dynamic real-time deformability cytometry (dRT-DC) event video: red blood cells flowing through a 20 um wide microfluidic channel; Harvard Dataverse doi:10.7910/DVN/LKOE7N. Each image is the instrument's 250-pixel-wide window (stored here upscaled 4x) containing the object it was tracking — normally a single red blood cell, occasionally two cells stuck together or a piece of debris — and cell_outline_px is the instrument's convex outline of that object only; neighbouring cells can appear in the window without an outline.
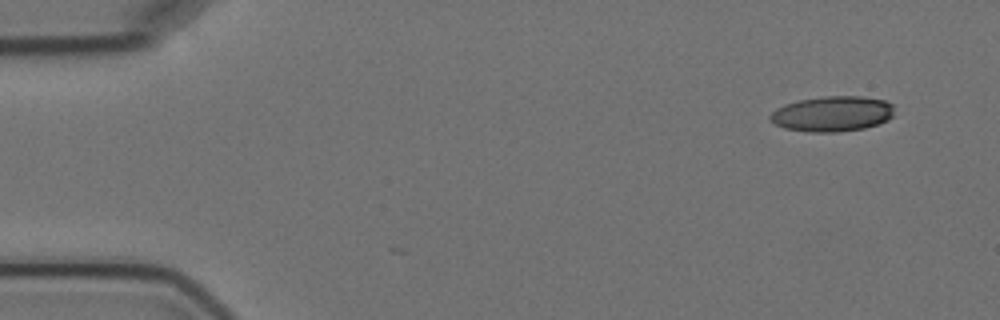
{"species": "Egyptian fruit bat (a non-hibernating species)", "species_latin": "Rousettus aegyptiacus", "temperature_condition": "cold", "stored_images_in_passage": 8, "camera_frame_rate_fps": 3000, "um_per_image_px": 0.085, "animal": {"sex": "female"}, "frame": {"image": 1, "passage_image": 1, "time_ms": 0.0, "image_size_px": [1000, 320], "cell_outline_px": [[892, 116], [888, 120], [880, 124], [864, 128], [836, 132], [808, 132], [784, 128], [768, 120], [768, 116], [776, 108], [784, 104], [800, 100], [824, 96], [860, 96], [884, 100], [892, 104]], "centroid_in_image_um": [70.72, 9.68], "position_along_channel_um": 14.3, "area_um2": 25.66}}
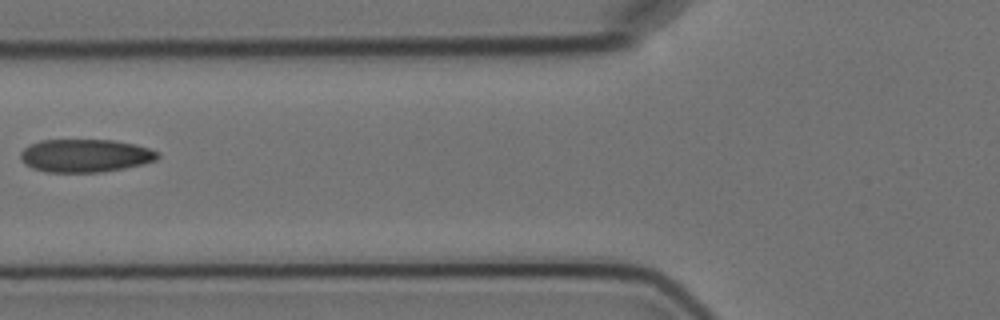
{"frame": {"image": 2, "passage_image": 6, "time_ms": 6.0, "image_size_px": [1000, 320], "cell_outline_px": [[160, 156], [156, 160], [144, 164], [124, 168], [100, 172], [48, 172], [32, 168], [24, 164], [20, 156], [20, 152], [28, 144], [40, 140], [112, 140], [136, 144], [160, 152]], "centroid_in_image_um": [7.25, 13.22], "position_along_channel_um": 118.6, "area_um2": 26.59}}
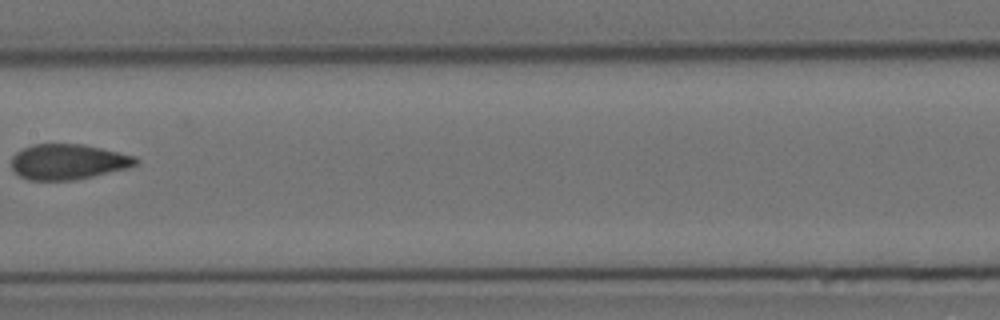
{"frame": {"image": 3, "passage_image": 8, "time_ms": 8.333, "image_size_px": [1000, 320], "cell_outline_px": [[140, 160], [136, 164], [128, 168], [92, 176], [72, 180], [28, 180], [20, 176], [12, 168], [12, 156], [16, 152], [32, 144], [84, 144], [136, 156]], "centroid_in_image_um": [5.79, 13.74], "position_along_channel_um": 201.6, "area_um2": 25.61}}